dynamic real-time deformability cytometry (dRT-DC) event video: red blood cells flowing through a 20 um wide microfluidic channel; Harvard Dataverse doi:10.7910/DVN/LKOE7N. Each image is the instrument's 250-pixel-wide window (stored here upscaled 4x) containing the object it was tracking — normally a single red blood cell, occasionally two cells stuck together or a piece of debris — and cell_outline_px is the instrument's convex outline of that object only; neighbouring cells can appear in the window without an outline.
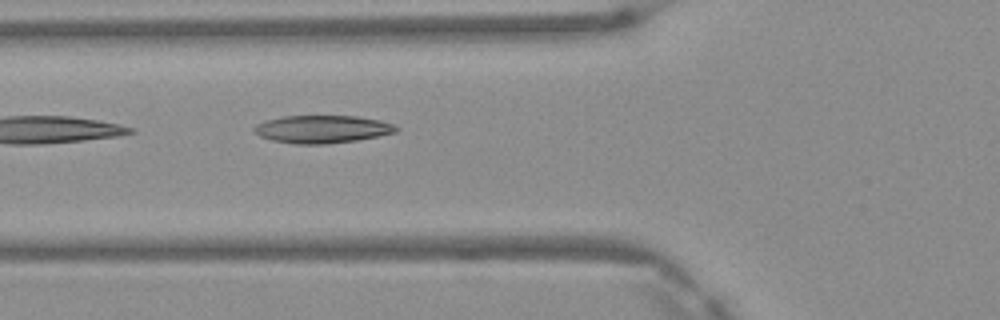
{"species": "Egyptian fruit bat (a non-hibernating species)", "species_latin": "Rousettus aegyptiacus", "temperature_condition": "warm", "stored_images_in_passage": 2, "camera_frame_rate_fps": 3000, "um_per_image_px": 0.085, "frame": {"image": 1, "passage_image": 2, "time_ms": 0.333, "image_size_px": [1000, 320], "cell_outline_px": [[400, 128], [396, 132], [356, 140], [328, 144], [296, 144], [272, 140], [260, 136], [252, 128], [256, 124], [264, 120], [284, 116], [356, 116], [380, 120], [392, 124]], "centroid_in_image_um": [27.37, 10.97], "position_along_channel_um": 98.4, "area_um2": 22.89}}